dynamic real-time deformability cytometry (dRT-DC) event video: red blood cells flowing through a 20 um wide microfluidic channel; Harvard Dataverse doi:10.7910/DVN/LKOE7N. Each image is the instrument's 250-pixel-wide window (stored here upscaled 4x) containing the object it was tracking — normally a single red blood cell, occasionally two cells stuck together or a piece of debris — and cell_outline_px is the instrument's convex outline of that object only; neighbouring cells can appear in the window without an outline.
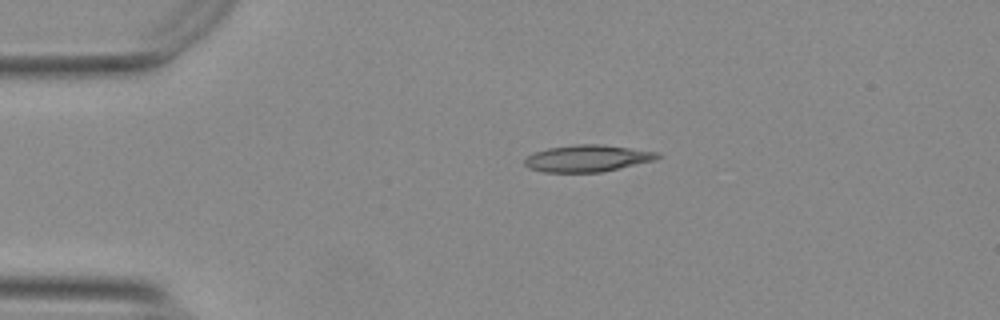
{"species": "Egyptian fruit bat (a non-hibernating species)", "species_latin": "Rousettus aegyptiacus", "temperature_condition": "warm", "stored_images_in_passage": 44, "camera_frame_rate_fps": 3000, "um_per_image_px": 0.085, "animal": {"sex": "female"}, "frame": {"image": 1, "passage_image": 1, "time_ms": 0.0, "image_size_px": [1000, 320], "cell_outline_px": [[660, 156], [656, 160], [600, 172], [544, 172], [528, 168], [524, 164], [524, 160], [528, 156], [536, 152], [548, 148], [576, 144], [604, 144], [660, 152]], "centroid_in_image_um": [49.95, 13.45], "position_along_channel_um": 35.0, "area_um2": 20.75}}
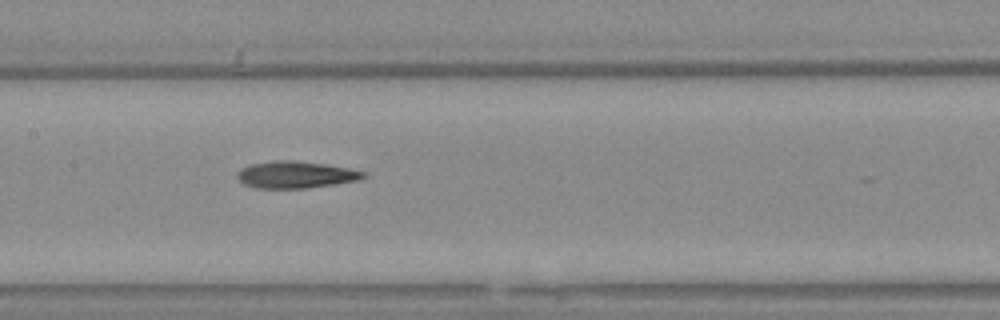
{"frame": {"image": 2, "passage_image": 16, "time_ms": 5.0, "image_size_px": [1000, 320], "cell_outline_px": [[368, 176], [356, 180], [332, 184], [304, 188], [256, 188], [244, 184], [236, 176], [240, 168], [248, 164], [276, 160], [296, 160], [324, 164], [348, 168], [368, 172]], "centroid_in_image_um": [25.11, 14.83], "position_along_channel_um": 182.3, "area_um2": 19.77}}
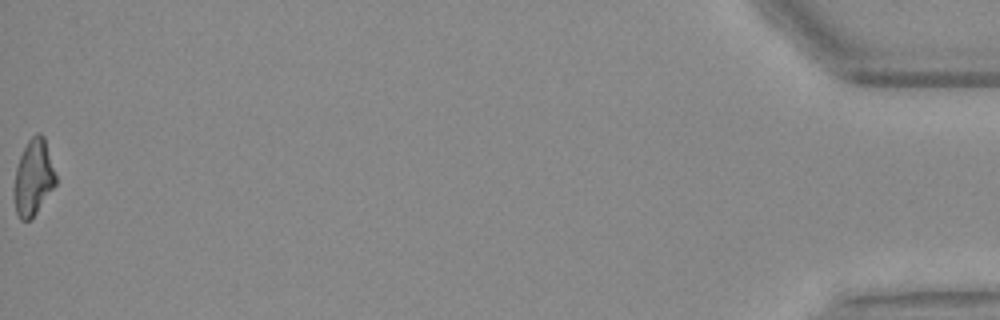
{"frame": {"image": 3, "passage_image": 44, "time_ms": 14.333, "image_size_px": [1000, 320], "cell_outline_px": [[56, 184], [36, 212], [28, 220], [20, 220], [16, 212], [12, 196], [12, 188], [16, 168], [20, 156], [28, 140], [36, 132], [40, 132], [44, 136], [56, 176]], "centroid_in_image_um": [2.8, 15.08], "position_along_channel_um": 432.4, "area_um2": 18.5}, "authors_computed_cell_mechanics": {"area_um2": 19.6231, "velocity_mm_per_s": 3.7757, "shape_relaxation_time_tau1_ms": null, "shape_relaxation_time_tau2_ms": 4.5251, "deformation_change_tau1": null, "deformation_change_tau2": 0.1546}}